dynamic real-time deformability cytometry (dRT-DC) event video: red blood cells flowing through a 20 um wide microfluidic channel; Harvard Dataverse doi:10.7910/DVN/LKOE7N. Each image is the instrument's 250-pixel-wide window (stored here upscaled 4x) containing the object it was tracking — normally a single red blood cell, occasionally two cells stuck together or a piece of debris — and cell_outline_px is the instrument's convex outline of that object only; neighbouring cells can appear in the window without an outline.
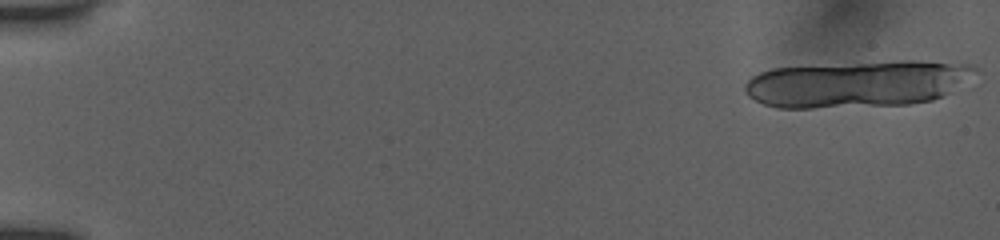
{"species": "human", "species_latin": "Homo sapiens", "temperature_condition": "room temperature", "stored_images_in_passage": 18, "camera_frame_rate_fps": 3000, "um_per_image_px": 0.085, "donor": {"sex": "female"}, "frame": {"image": 1, "passage_image": 1, "time_ms": 0.0, "image_size_px": [1000, 240], "cell_outline_px": [[980, 68], [944, 96], [932, 100], [908, 104], [812, 108], [776, 108], [764, 104], [748, 96], [744, 92], [744, 84], [752, 76], [760, 72], [772, 68], [904, 60], [912, 60], [976, 64]], "centroid_in_image_um": [72.85, 7.12], "position_along_channel_um": 12.2, "area_um2": 62.54}}